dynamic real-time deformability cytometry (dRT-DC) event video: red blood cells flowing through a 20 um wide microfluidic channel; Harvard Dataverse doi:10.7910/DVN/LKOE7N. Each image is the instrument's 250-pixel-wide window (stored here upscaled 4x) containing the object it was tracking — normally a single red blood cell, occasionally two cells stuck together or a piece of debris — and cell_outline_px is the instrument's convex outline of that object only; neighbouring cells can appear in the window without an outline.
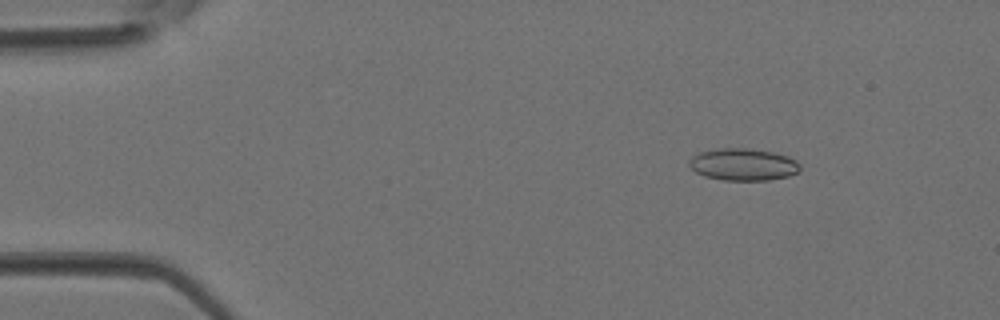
{"species": "Egyptian fruit bat (a non-hibernating species)", "species_latin": "Rousettus aegyptiacus", "temperature_condition": "room temperature", "stored_images_in_passage": 5, "camera_frame_rate_fps": 3000, "um_per_image_px": 0.085, "animal": {"sex": "female"}, "frame": {"image": 1, "passage_image": 2, "time_ms": 0.333, "image_size_px": [1000, 320], "cell_outline_px": [[800, 172], [788, 176], [768, 180], [724, 180], [704, 176], [696, 172], [688, 164], [688, 160], [692, 156], [700, 152], [720, 148], [748, 148], [772, 152], [788, 156], [796, 160], [800, 164]], "centroid_in_image_um": [63.18, 13.98], "position_along_channel_um": 21.8, "area_um2": 20.81}}
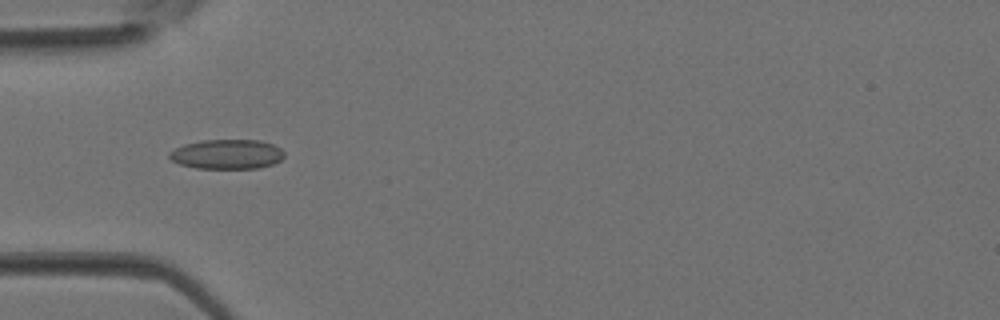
{"frame": {"image": 2, "passage_image": 4, "time_ms": 1.0, "image_size_px": [1000, 320], "cell_outline_px": [[284, 156], [280, 160], [272, 164], [260, 168], [196, 168], [180, 164], [172, 160], [168, 156], [168, 152], [184, 144], [204, 140], [260, 140], [272, 144], [280, 148], [284, 152]], "centroid_in_image_um": [19.29, 13.1], "position_along_channel_um": 65.7, "area_um2": 19.77}}
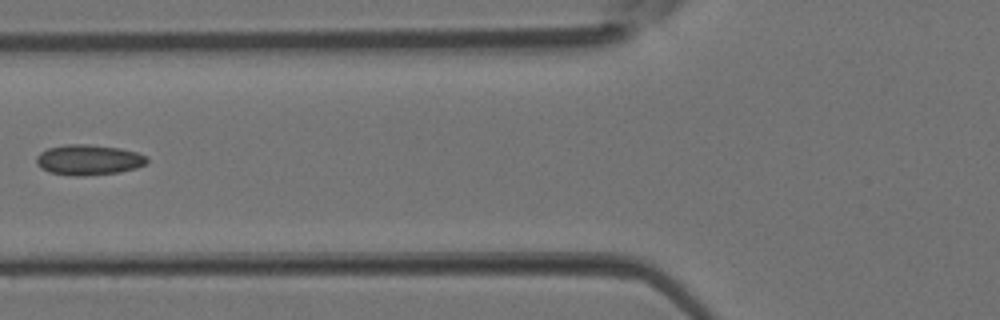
{"frame": {"image": 3, "passage_image": 5, "time_ms": 1.333, "image_size_px": [1000, 320], "cell_outline_px": [[148, 160], [144, 164], [136, 168], [120, 172], [84, 176], [72, 176], [48, 172], [40, 168], [36, 164], [36, 156], [40, 152], [48, 148], [64, 144], [88, 144], [120, 148], [136, 152], [148, 156]], "centroid_in_image_um": [7.5, 13.59], "position_along_channel_um": 118.3, "area_um2": 19.83}}